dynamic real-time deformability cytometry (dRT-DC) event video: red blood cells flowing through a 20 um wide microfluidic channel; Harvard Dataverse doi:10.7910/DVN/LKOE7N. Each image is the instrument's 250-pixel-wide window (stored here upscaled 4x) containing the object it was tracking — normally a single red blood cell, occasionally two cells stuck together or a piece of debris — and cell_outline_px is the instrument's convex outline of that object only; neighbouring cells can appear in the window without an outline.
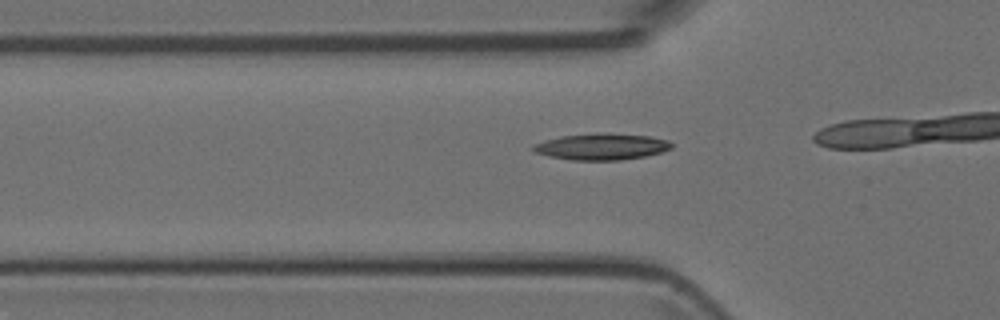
{"species": "Egyptian fruit bat (a non-hibernating species)", "species_latin": "Rousettus aegyptiacus", "temperature_condition": "room temperature", "stored_images_in_passage": 16, "camera_frame_rate_fps": 3000, "um_per_image_px": 0.085, "animal": {"sex": "female"}, "frame": {"image": 1, "passage_image": 12, "time_ms": 3.667, "image_size_px": [1000, 320], "cell_outline_px": [[672, 148], [660, 152], [644, 156], [620, 160], [572, 160], [532, 152], [532, 144], [544, 140], [560, 136], [648, 136], [668, 140], [672, 144]], "centroid_in_image_um": [51.08, 12.52], "position_along_channel_um": 74.7, "area_um2": 20.0}}
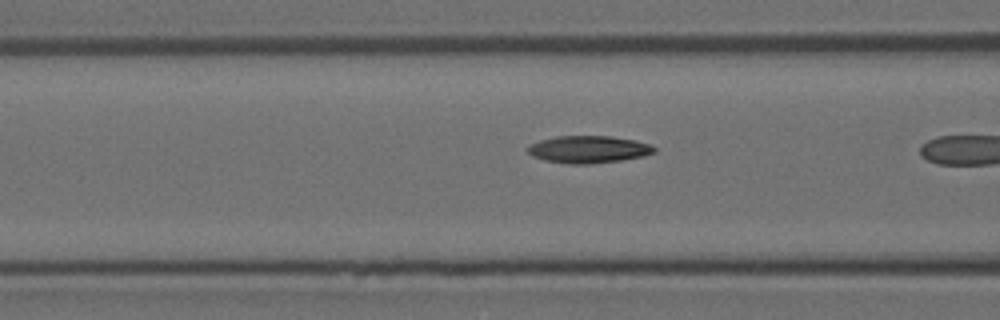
{"frame": {"image": 2, "passage_image": 15, "time_ms": 4.667, "image_size_px": [1000, 320], "cell_outline_px": [[656, 152], [644, 156], [620, 160], [588, 164], [572, 164], [544, 160], [532, 156], [528, 152], [528, 148], [532, 144], [540, 140], [556, 136], [612, 136], [636, 140], [652, 144], [656, 148]], "centroid_in_image_um": [50.07, 12.69], "position_along_channel_um": 116.5, "area_um2": 20.11}}